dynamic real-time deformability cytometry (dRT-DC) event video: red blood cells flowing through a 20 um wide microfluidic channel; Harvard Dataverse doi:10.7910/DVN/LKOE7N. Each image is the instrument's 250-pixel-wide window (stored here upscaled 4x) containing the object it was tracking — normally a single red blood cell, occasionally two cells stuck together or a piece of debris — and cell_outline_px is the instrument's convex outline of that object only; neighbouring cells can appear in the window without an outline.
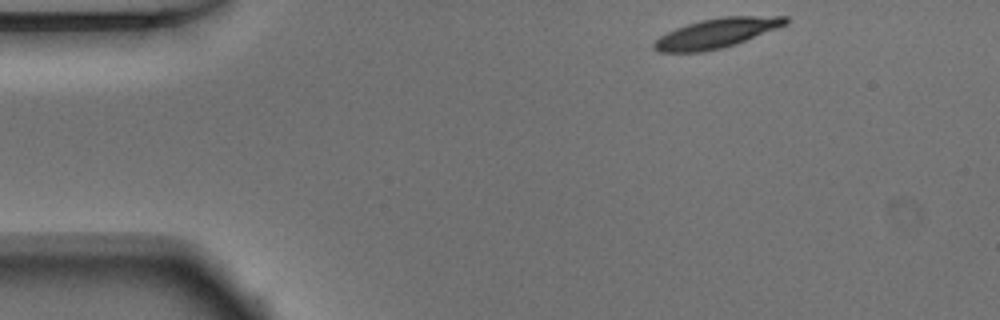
{"species": "Egyptian fruit bat (a non-hibernating species)", "species_latin": "Rousettus aegyptiacus", "temperature_condition": "warm", "stored_images_in_passage": 46, "camera_frame_rate_fps": 3000, "um_per_image_px": 0.085, "animal": {"sex": "male"}, "frame": {"image": 1, "passage_image": 1, "time_ms": 0.0, "image_size_px": [1000, 320], "cell_outline_px": [[788, 24], [736, 44], [704, 52], [660, 52], [652, 48], [652, 44], [660, 36], [676, 28], [700, 20], [724, 16], [788, 16]], "centroid_in_image_um": [60.91, 2.82], "position_along_channel_um": 24.1, "area_um2": 22.6}}
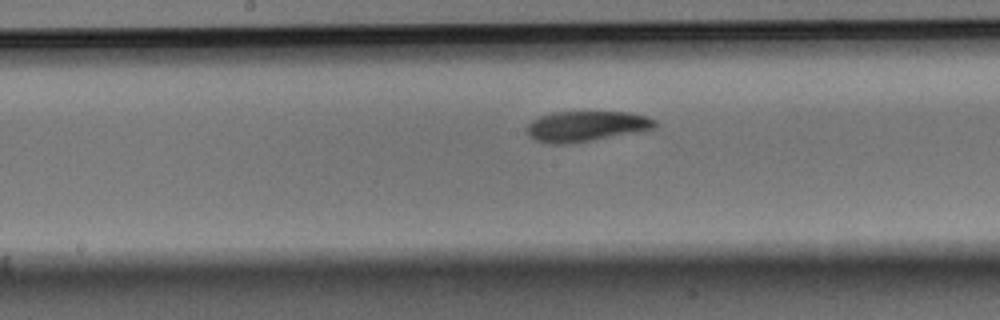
{"frame": {"image": 2, "passage_image": 20, "time_ms": 6.333, "image_size_px": [1000, 320], "cell_outline_px": [[656, 128], [592, 140], [568, 144], [548, 144], [536, 140], [528, 136], [528, 124], [532, 120], [540, 116], [552, 112], [632, 112], [648, 116], [656, 120]], "centroid_in_image_um": [49.83, 10.72], "position_along_channel_um": 198.4, "area_um2": 22.72}}
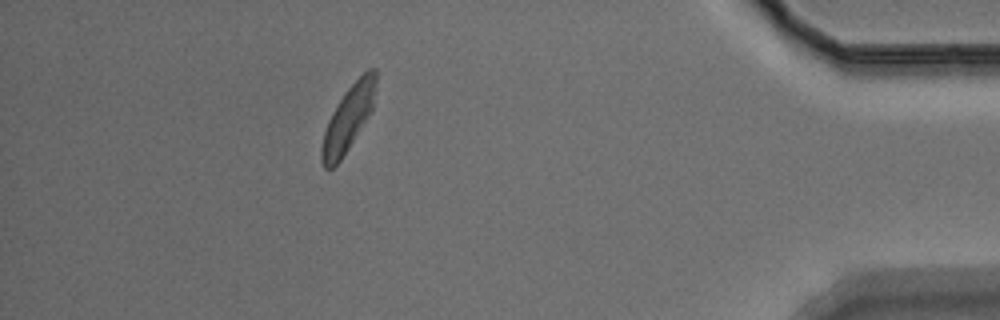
{"frame": {"image": 3, "passage_image": 40, "time_ms": 13.0, "image_size_px": [1000, 320], "cell_outline_px": [[376, 84], [372, 108], [348, 148], [340, 160], [332, 168], [324, 168], [320, 160], [320, 148], [324, 132], [328, 120], [332, 112], [348, 88], [368, 68], [376, 68]], "centroid_in_image_um": [29.57, 10.07], "position_along_channel_um": 405.6, "area_um2": 20.0}, "authors_computed_cell_mechanics": {"area_um2": 22.5998, "velocity_mm_per_s": 3.8505, "shape_relaxation_time_tau1_ms": 2.6866, "shape_relaxation_time_tau2_ms": 4.2633, "deformation_change_tau1": 0.1246, "deformation_change_tau2": 0.1061}}